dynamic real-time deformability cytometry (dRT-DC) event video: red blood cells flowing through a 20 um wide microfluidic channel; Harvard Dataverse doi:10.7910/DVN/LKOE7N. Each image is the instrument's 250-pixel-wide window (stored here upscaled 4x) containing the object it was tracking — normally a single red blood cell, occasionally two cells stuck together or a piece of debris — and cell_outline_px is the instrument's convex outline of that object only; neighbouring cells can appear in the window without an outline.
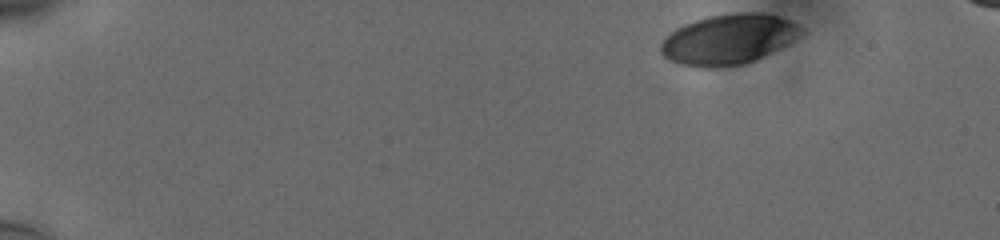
{"species": "human", "species_latin": "Homo sapiens", "temperature_condition": "cold", "stored_images_in_passage": 44, "camera_frame_rate_fps": 3000, "um_per_image_px": 0.085, "donor": {"sex": "male"}, "frame": {"image": 1, "passage_image": 1, "time_ms": 0.0, "image_size_px": [1000, 240], "cell_outline_px": [[808, 32], [744, 64], [712, 68], [700, 68], [680, 64], [668, 60], [660, 52], [660, 44], [664, 36], [676, 28], [684, 24], [708, 16], [736, 12], [760, 12], [776, 16], [788, 20], [804, 28]], "centroid_in_image_um": [61.86, 3.33], "position_along_channel_um": 23.1, "area_um2": 40.86}}
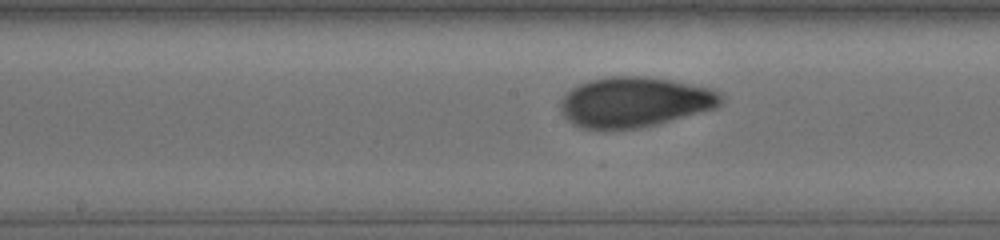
{"frame": {"image": 2, "passage_image": 25, "time_ms": 8.0, "image_size_px": [1000, 240], "cell_outline_px": [[724, 100], [720, 104], [712, 108], [656, 124], [636, 128], [584, 128], [568, 120], [560, 108], [560, 104], [564, 96], [572, 88], [588, 80], [608, 76], [648, 76], [672, 80], [712, 88], [720, 92], [724, 96]], "centroid_in_image_um": [53.96, 8.64], "position_along_channel_um": 194.2, "area_um2": 46.36}}
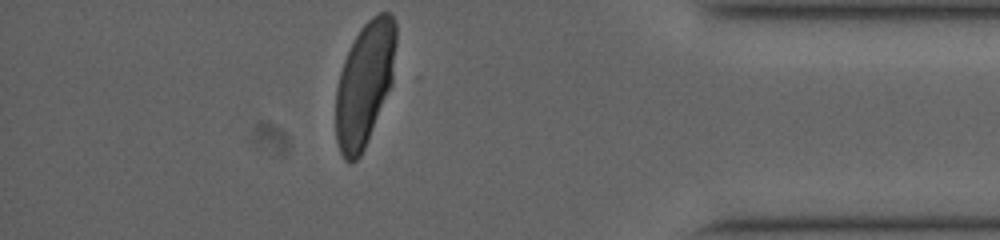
{"frame": {"image": 3, "passage_image": 44, "time_ms": 14.333, "image_size_px": [1000, 240], "cell_outline_px": [[396, 44], [392, 84], [364, 148], [360, 156], [356, 160], [344, 160], [340, 152], [336, 140], [336, 88], [340, 72], [344, 60], [360, 28], [376, 12], [388, 12], [396, 20]], "centroid_in_image_um": [31.0, 7.09], "position_along_channel_um": 404.2, "area_um2": 43.29}, "authors_computed_cell_mechanics": {"area_um2": 44.7661, "velocity_mm_per_s": 3.752, "shape_relaxation_time_tau1_ms": 4.7611, "shape_relaxation_time_tau2_ms": 0.8207, "deformation_change_tau1": 0.1685, "deformation_change_tau2": 0.0434}}